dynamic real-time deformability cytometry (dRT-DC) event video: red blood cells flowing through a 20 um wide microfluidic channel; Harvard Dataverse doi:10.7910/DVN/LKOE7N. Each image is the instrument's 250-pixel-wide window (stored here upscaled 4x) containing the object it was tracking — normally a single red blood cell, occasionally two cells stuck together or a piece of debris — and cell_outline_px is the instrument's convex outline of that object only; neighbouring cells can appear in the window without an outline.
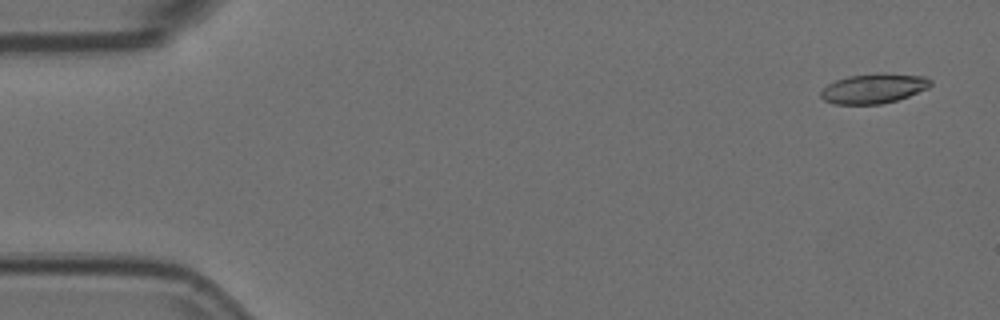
{"species": "Egyptian fruit bat (a non-hibernating species)", "species_latin": "Rousettus aegyptiacus", "temperature_condition": "room temperature", "stored_images_in_passage": 9, "camera_frame_rate_fps": 3000, "um_per_image_px": 0.085, "animal": {"sex": "female"}, "frame": {"image": 1, "passage_image": 1, "time_ms": 0.0, "image_size_px": [1000, 320], "cell_outline_px": [[932, 84], [928, 88], [908, 96], [896, 100], [880, 104], [832, 104], [824, 100], [820, 96], [820, 92], [828, 84], [836, 80], [848, 76], [880, 72], [884, 72], [928, 76], [932, 80]], "centroid_in_image_um": [74.29, 7.5], "position_along_channel_um": 10.7, "area_um2": 19.31}}
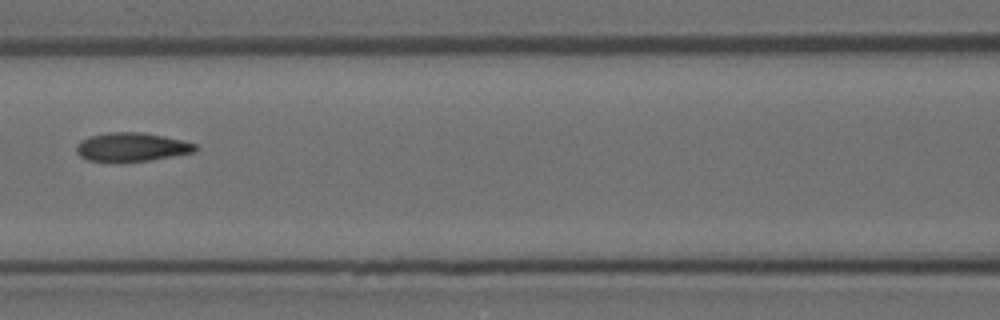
{"frame": {"image": 2, "passage_image": 6, "time_ms": 1.667, "image_size_px": [1000, 320], "cell_outline_px": [[196, 148], [192, 152], [172, 156], [148, 160], [88, 160], [80, 156], [76, 152], [76, 144], [80, 140], [92, 136], [108, 132], [144, 132], [164, 136], [196, 144]], "centroid_in_image_um": [11.16, 12.47], "position_along_channel_um": 155.4, "area_um2": 19.31}}
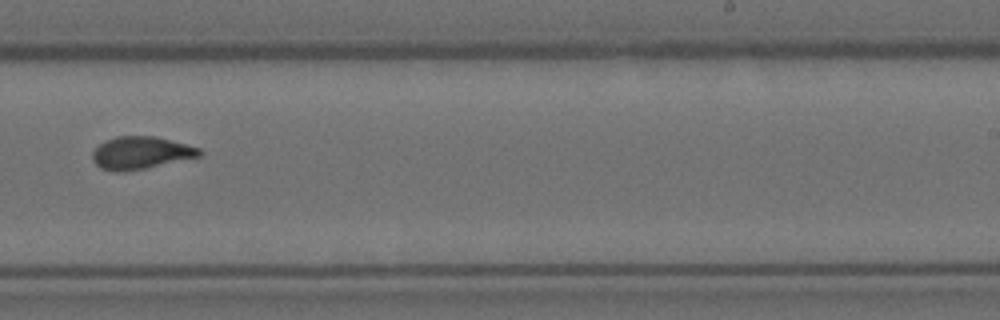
{"frame": {"image": 3, "passage_image": 9, "time_ms": 2.667, "image_size_px": [1000, 320], "cell_outline_px": [[204, 152], [200, 156], [144, 168], [124, 172], [116, 172], [100, 168], [92, 160], [92, 152], [104, 140], [116, 136], [156, 136], [200, 148]], "centroid_in_image_um": [11.94, 12.98], "position_along_channel_um": 277.1, "area_um2": 20.23}}